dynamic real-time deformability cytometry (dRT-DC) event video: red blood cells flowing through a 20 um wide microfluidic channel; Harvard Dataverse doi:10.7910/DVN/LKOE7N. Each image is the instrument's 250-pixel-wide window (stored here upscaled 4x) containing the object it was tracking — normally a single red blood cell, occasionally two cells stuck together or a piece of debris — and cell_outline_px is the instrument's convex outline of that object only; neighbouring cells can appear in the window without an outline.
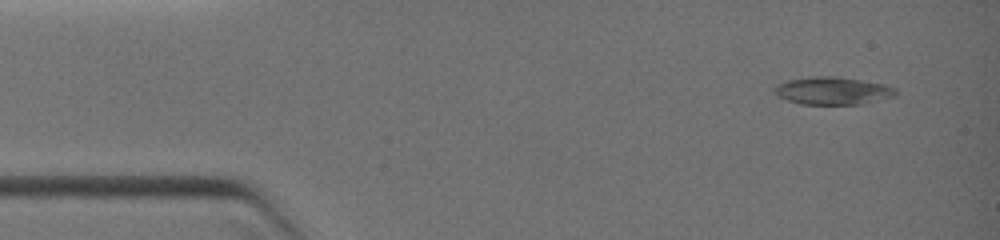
{"species": "common noctule bat (a hibernating species)", "species_latin": "Nyctalus noctula", "temperature_condition": "warm", "stored_images_in_passage": 38, "camera_frame_rate_fps": 3000, "um_per_image_px": 0.085, "animal": {"sex": "female", "body_mass_g": 19.0, "forearm_length_mm": 51.5}, "frame": {"image": 1, "passage_image": 1, "time_ms": 0.0, "image_size_px": [1000, 240], "cell_outline_px": [[896, 92], [892, 96], [860, 104], [804, 104], [788, 100], [780, 96], [776, 92], [776, 88], [780, 84], [788, 80], [808, 76], [836, 76], [884, 84], [892, 88]], "centroid_in_image_um": [70.77, 7.7], "position_along_channel_um": 14.2, "area_um2": 18.9}}
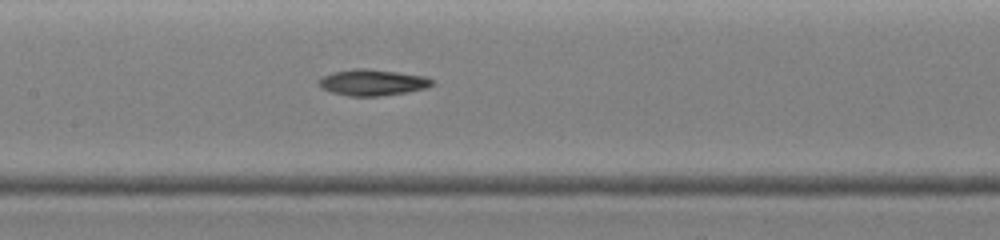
{"frame": {"image": 2, "passage_image": 17, "time_ms": 5.333, "image_size_px": [1000, 240], "cell_outline_px": [[436, 84], [428, 88], [408, 92], [380, 96], [348, 96], [332, 92], [320, 88], [316, 84], [320, 76], [332, 72], [352, 68], [368, 68], [424, 76], [436, 80]], "centroid_in_image_um": [31.65, 7.0], "position_along_channel_um": 175.7, "area_um2": 17.74}}
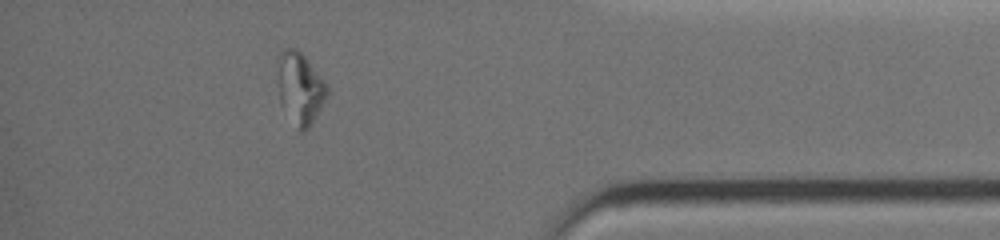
{"frame": {"image": 3, "passage_image": 33, "time_ms": 10.667, "image_size_px": [1000, 240], "cell_outline_px": [[328, 92], [316, 116], [308, 128], [304, 132], [300, 132], [296, 128], [280, 104], [276, 84], [276, 56], [284, 48], [296, 48], [308, 60], [328, 84]], "centroid_in_image_um": [25.44, 7.46], "position_along_channel_um": 409.8, "area_um2": 21.27}}